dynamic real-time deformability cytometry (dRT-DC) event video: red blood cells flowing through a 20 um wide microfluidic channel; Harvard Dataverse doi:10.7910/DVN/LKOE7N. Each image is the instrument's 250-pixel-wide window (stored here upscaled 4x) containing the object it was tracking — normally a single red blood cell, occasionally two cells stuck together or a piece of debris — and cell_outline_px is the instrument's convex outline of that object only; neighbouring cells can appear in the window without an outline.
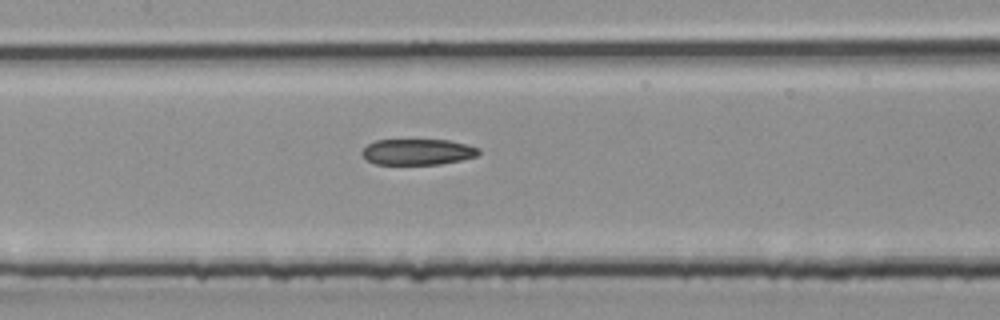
{"species": "common noctule bat (a hibernating species)", "species_latin": "Nyctalus noctula", "temperature_condition": "room temperature", "stored_images_in_passage": 21, "camera_frame_rate_fps": 3000, "um_per_image_px": 0.085, "animal": {"sex": "male", "body_mass_g": 20.4}, "frame": {"image": 1, "passage_image": 10, "time_ms": 3.0, "image_size_px": [1000, 320], "cell_outline_px": [[480, 152], [476, 156], [460, 160], [440, 164], [376, 164], [368, 160], [360, 152], [368, 144], [376, 140], [448, 140], [468, 144], [480, 148]], "centroid_in_image_um": [35.52, 12.9], "position_along_channel_um": 171.9, "area_um2": 17.57}}
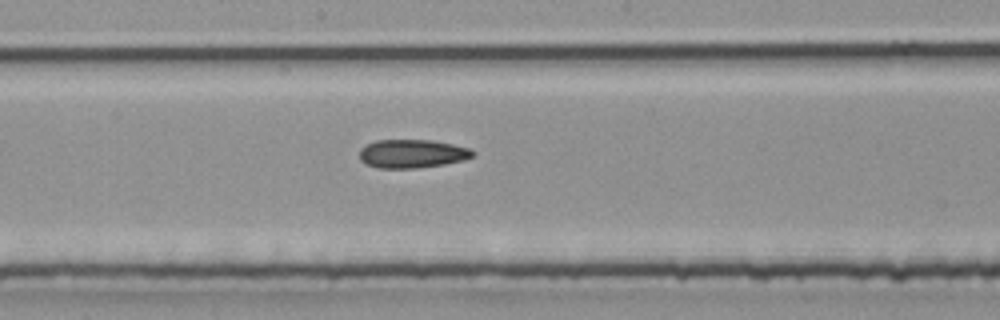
{"frame": {"image": 2, "passage_image": 12, "time_ms": 3.667, "image_size_px": [1000, 320], "cell_outline_px": [[476, 152], [472, 156], [464, 160], [444, 164], [416, 168], [376, 168], [364, 164], [360, 160], [360, 148], [376, 140], [432, 140], [452, 144], [468, 148]], "centroid_in_image_um": [35.0, 13.07], "position_along_channel_um": 213.2, "area_um2": 18.84}}